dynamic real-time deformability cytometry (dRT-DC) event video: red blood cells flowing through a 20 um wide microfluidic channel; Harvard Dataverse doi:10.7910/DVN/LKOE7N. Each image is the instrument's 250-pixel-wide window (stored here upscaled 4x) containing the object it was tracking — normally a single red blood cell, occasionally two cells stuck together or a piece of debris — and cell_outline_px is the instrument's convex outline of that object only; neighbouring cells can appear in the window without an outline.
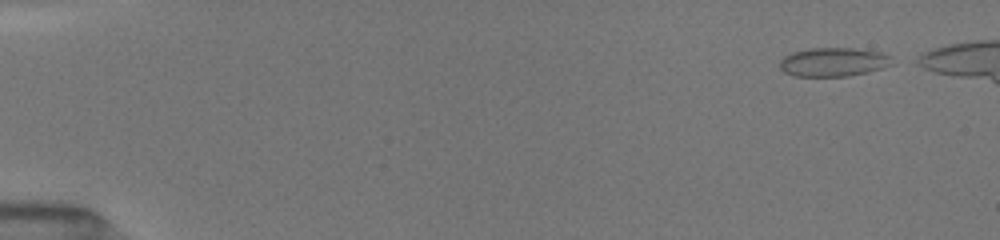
{"species": "common noctule bat (a hibernating species)", "species_latin": "Nyctalus noctula", "temperature_condition": "room temperature", "stored_images_in_passage": 17, "camera_frame_rate_fps": 3000, "um_per_image_px": 0.085, "animal": {"sex": "female", "body_mass_g": 19.5, "forearm_length_mm": 54.1}, "frame": {"image": 1, "passage_image": 1, "time_ms": 0.0, "image_size_px": [1000, 240], "cell_outline_px": [[892, 64], [884, 68], [868, 72], [848, 76], [796, 76], [784, 72], [780, 68], [780, 60], [784, 56], [792, 52], [808, 48], [852, 48], [880, 52], [892, 56]], "centroid_in_image_um": [70.85, 5.27], "position_along_channel_um": 14.2, "area_um2": 18.96}}
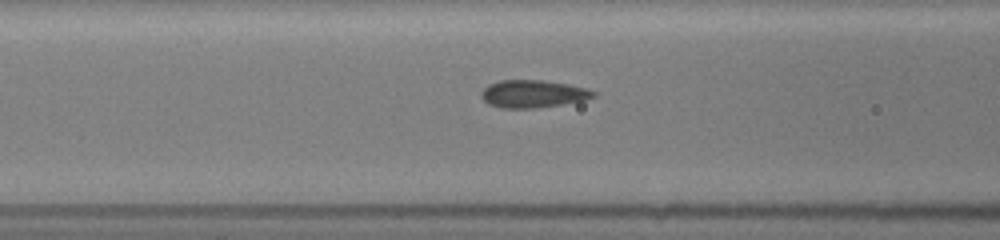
{"frame": {"image": 2, "passage_image": 13, "time_ms": 6.0, "image_size_px": [1000, 240], "cell_outline_px": [[596, 96], [584, 100], [536, 108], [500, 108], [488, 104], [480, 96], [480, 92], [488, 84], [500, 80], [544, 80], [568, 84], [588, 88], [596, 92]], "centroid_in_image_um": [45.28, 7.97], "position_along_channel_um": 121.3, "area_um2": 18.15}}
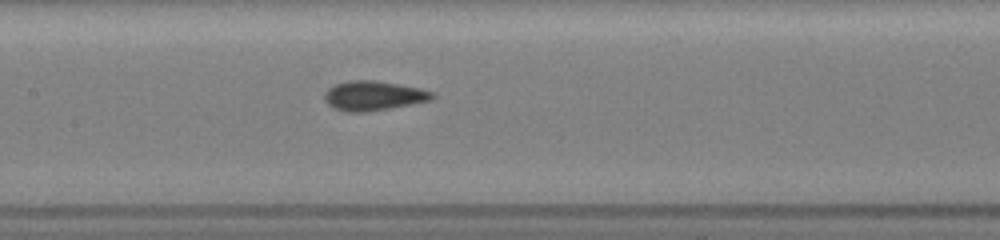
{"frame": {"image": 3, "passage_image": 17, "time_ms": 7.333, "image_size_px": [1000, 240], "cell_outline_px": [[436, 96], [432, 100], [392, 108], [368, 112], [344, 112], [328, 104], [324, 100], [324, 92], [328, 88], [336, 84], [348, 80], [372, 80], [420, 88], [436, 92]], "centroid_in_image_um": [31.77, 8.14], "position_along_channel_um": 175.6, "area_um2": 18.73}}